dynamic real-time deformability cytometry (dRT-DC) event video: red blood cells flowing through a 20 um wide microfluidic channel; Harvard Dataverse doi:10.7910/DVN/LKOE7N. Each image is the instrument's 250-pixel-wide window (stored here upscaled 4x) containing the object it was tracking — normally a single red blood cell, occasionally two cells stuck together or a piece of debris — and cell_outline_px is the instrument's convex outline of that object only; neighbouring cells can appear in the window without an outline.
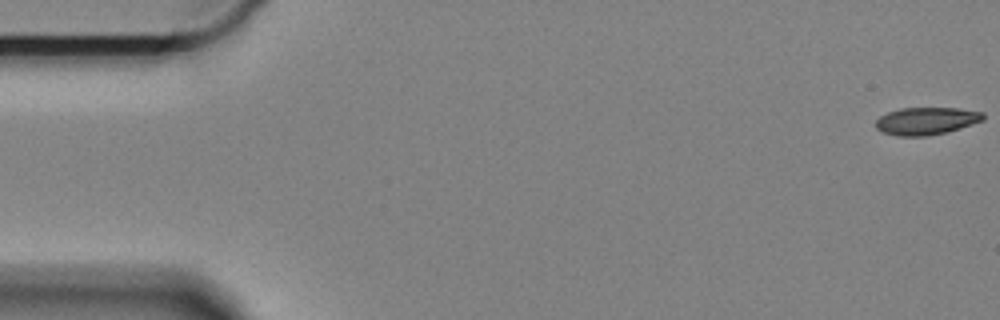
{"species": "Egyptian fruit bat (a non-hibernating species)", "species_latin": "Rousettus aegyptiacus", "temperature_condition": "cold", "stored_images_in_passage": 60, "camera_frame_rate_fps": 3000, "um_per_image_px": 0.085, "animal": {"sex": "female"}, "frame": {"image": 1, "passage_image": 1, "time_ms": 0.0, "image_size_px": [1000, 320], "cell_outline_px": [[984, 120], [948, 132], [928, 136], [896, 136], [884, 132], [876, 128], [876, 120], [880, 116], [888, 112], [900, 108], [956, 108], [984, 112]], "centroid_in_image_um": [78.74, 10.28], "position_along_channel_um": 6.3, "area_um2": 17.22}}
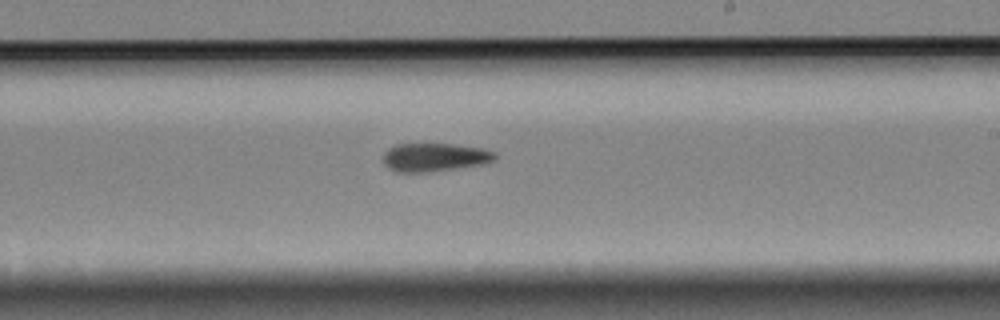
{"frame": {"image": 2, "passage_image": 35, "time_ms": 11.333, "image_size_px": [1000, 320], "cell_outline_px": [[496, 160], [484, 164], [428, 172], [396, 172], [388, 168], [384, 164], [384, 152], [388, 148], [396, 144], [452, 144], [484, 148], [496, 152]], "centroid_in_image_um": [36.96, 13.36], "position_along_channel_um": 252.0, "area_um2": 18.61}}
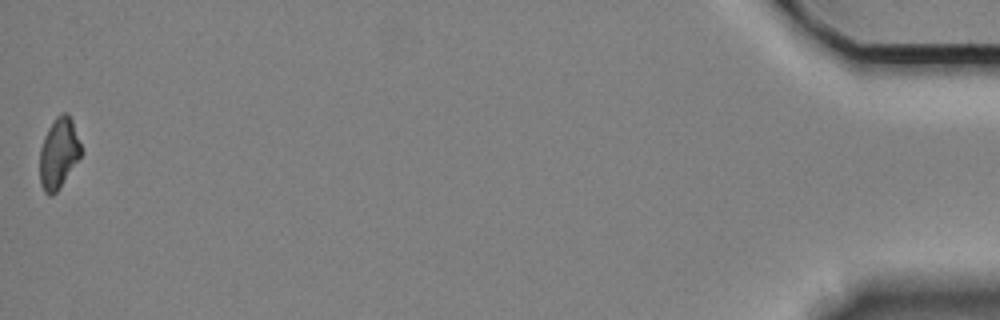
{"frame": {"image": 3, "passage_image": 60, "time_ms": 19.667, "image_size_px": [1000, 320], "cell_outline_px": [[80, 156], [56, 192], [52, 196], [48, 196], [44, 192], [40, 184], [40, 148], [44, 136], [48, 128], [56, 116], [64, 112], [68, 112], [72, 120], [80, 144]], "centroid_in_image_um": [4.95, 13.01], "position_along_channel_um": 430.2, "area_um2": 16.7}}